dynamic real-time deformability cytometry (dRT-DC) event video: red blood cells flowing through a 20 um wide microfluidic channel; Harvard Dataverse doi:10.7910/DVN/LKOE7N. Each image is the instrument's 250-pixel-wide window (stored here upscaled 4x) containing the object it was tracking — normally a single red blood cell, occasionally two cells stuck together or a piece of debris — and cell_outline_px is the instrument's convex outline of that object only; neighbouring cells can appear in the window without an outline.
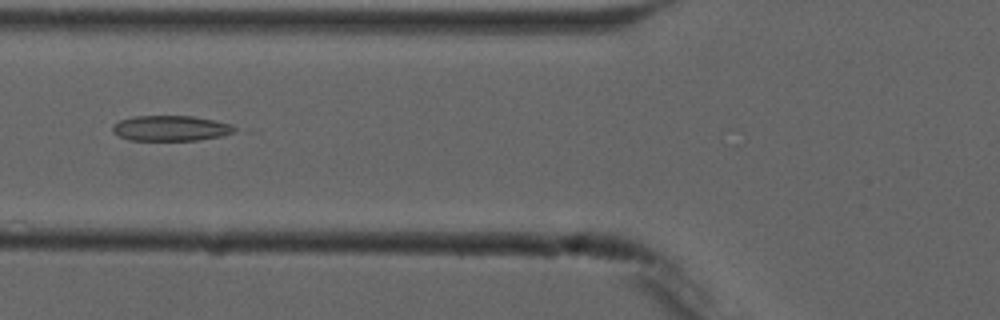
{"species": "common noctule bat (a hibernating species)", "species_latin": "Nyctalus noctula", "temperature_condition": "cold", "stored_images_in_passage": 5, "camera_frame_rate_fps": 3000, "um_per_image_px": 0.085, "animal": {"sex": "male", "forearm_length_mm": 52.5}, "frame": {"image": 1, "passage_image": 3, "time_ms": 3.333, "image_size_px": [1000, 320], "cell_outline_px": [[236, 128], [232, 132], [220, 136], [196, 140], [128, 140], [112, 132], [112, 124], [120, 120], [136, 116], [192, 116], [232, 124]], "centroid_in_image_um": [14.46, 10.9], "position_along_channel_um": 111.3, "area_um2": 17.86}}
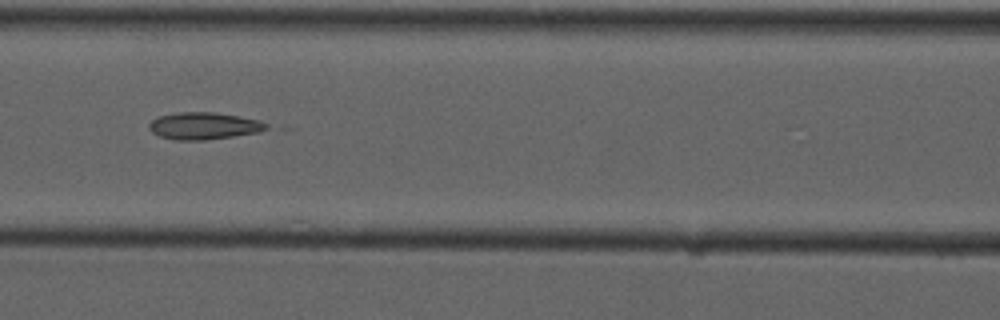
{"frame": {"image": 2, "passage_image": 4, "time_ms": 4.333, "image_size_px": [1000, 320], "cell_outline_px": [[268, 128], [260, 132], [204, 140], [176, 140], [160, 136], [152, 132], [148, 128], [148, 124], [152, 120], [160, 116], [180, 112], [216, 112], [260, 120], [268, 124]], "centroid_in_image_um": [17.34, 10.7], "position_along_channel_um": 149.3, "area_um2": 18.44}}
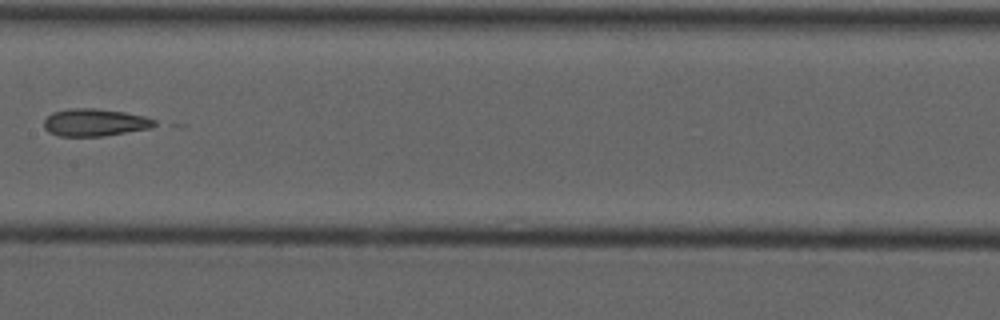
{"frame": {"image": 3, "passage_image": 5, "time_ms": 5.667, "image_size_px": [1000, 320], "cell_outline_px": [[156, 124], [148, 128], [104, 136], [60, 136], [48, 132], [44, 128], [44, 120], [52, 112], [72, 108], [96, 108], [124, 112], [144, 116], [156, 120]], "centroid_in_image_um": [8.02, 10.4], "position_along_channel_um": 199.4, "area_um2": 17.57}}